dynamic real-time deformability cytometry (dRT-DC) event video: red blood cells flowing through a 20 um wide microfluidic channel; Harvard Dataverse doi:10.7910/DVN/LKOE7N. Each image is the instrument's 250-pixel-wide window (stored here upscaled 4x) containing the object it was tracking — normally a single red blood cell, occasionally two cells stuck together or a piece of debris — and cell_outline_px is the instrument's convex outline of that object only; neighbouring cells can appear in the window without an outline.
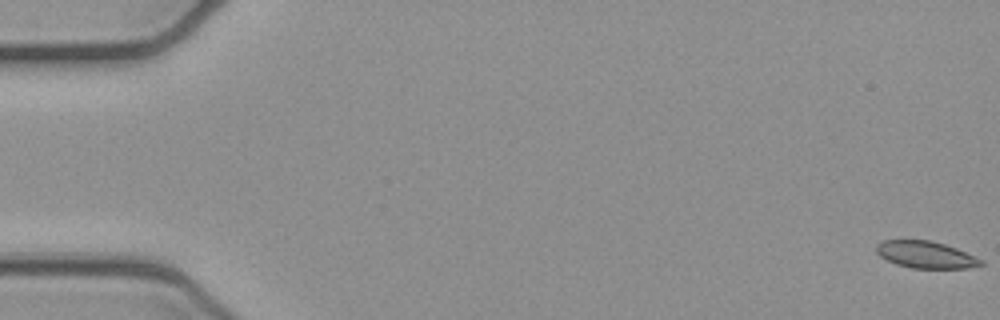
{"species": "common noctule bat (a hibernating species)", "species_latin": "Nyctalus noctula", "temperature_condition": "cold", "stored_images_in_passage": 53, "camera_frame_rate_fps": 3000, "um_per_image_px": 0.085, "animal": {"sex": "female", "body_mass_g": 21.9}, "frame": {"image": 1, "passage_image": 1, "time_ms": 0.0, "image_size_px": [1000, 320], "cell_outline_px": [[984, 264], [968, 268], [912, 268], [896, 264], [880, 256], [876, 252], [876, 244], [884, 240], [932, 240], [956, 248], [984, 260]], "centroid_in_image_um": [78.69, 21.64], "position_along_channel_um": 6.3, "area_um2": 16.42}}
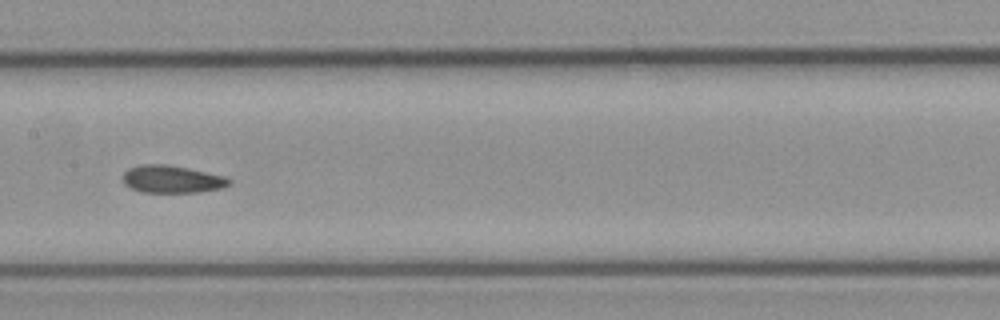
{"frame": {"image": 2, "passage_image": 27, "time_ms": 8.667, "image_size_px": [1000, 320], "cell_outline_px": [[232, 184], [224, 188], [200, 192], [140, 192], [124, 184], [124, 172], [128, 168], [140, 164], [168, 164], [188, 168], [224, 176], [232, 180]], "centroid_in_image_um": [14.65, 15.23], "position_along_channel_um": 192.8, "area_um2": 17.17}}
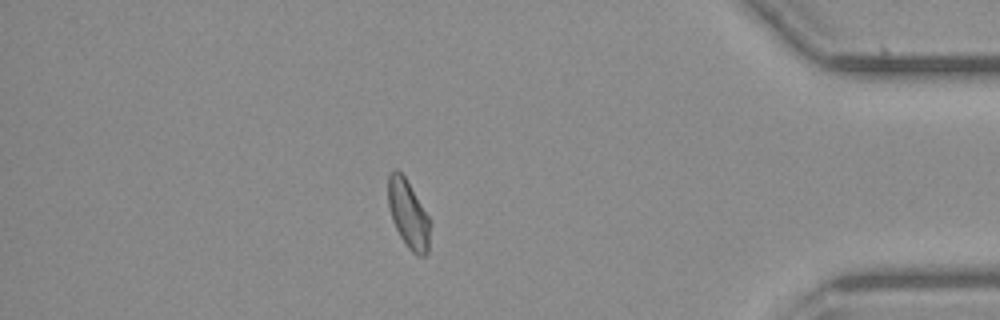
{"frame": {"image": 3, "passage_image": 46, "time_ms": 15.0, "image_size_px": [1000, 320], "cell_outline_px": [[432, 224], [428, 252], [424, 256], [416, 256], [408, 248], [400, 236], [392, 220], [388, 204], [388, 176], [396, 168], [404, 176], [432, 220]], "centroid_in_image_um": [34.75, 18.24], "position_along_channel_um": 400.5, "area_um2": 16.94}, "authors_computed_cell_mechanics": {"area_um2": 17.2244, "velocity_mm_per_s": 3.932, "shape_relaxation_time_tau1_ms": 5.1566, "shape_relaxation_time_tau2_ms": 2.7208, "deformation_change_tau1": 0.1098, "deformation_change_tau2": 0.088}}